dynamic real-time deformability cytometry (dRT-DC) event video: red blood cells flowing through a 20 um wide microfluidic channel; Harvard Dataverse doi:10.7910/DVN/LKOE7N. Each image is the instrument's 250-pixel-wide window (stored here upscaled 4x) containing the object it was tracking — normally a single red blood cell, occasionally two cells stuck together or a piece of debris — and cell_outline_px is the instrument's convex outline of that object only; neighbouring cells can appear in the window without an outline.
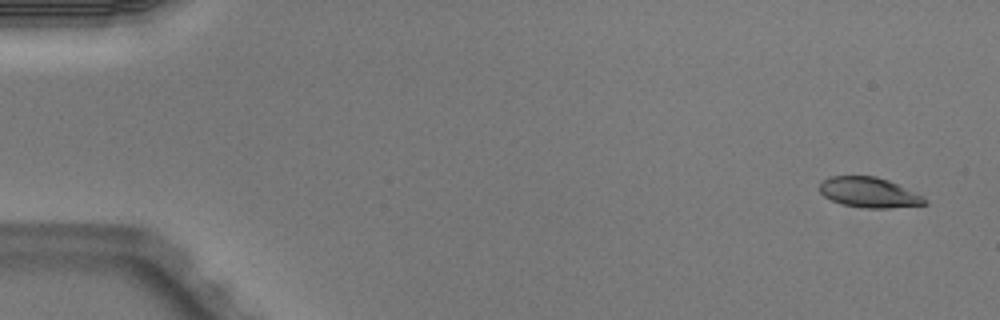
{"species": "Egyptian fruit bat (a non-hibernating species)", "species_latin": "Rousettus aegyptiacus", "temperature_condition": "warm", "stored_images_in_passage": 7, "camera_frame_rate_fps": 3000, "um_per_image_px": 0.085, "animal": {"sex": "male"}, "frame": {"image": 1, "passage_image": 1, "time_ms": 0.0, "image_size_px": [1000, 320], "cell_outline_px": [[928, 204], [888, 208], [864, 208], [844, 204], [832, 200], [824, 196], [820, 192], [820, 184], [828, 176], [876, 176], [888, 180], [924, 196]], "centroid_in_image_um": [73.88, 16.35], "position_along_channel_um": 11.1, "area_um2": 18.38}}
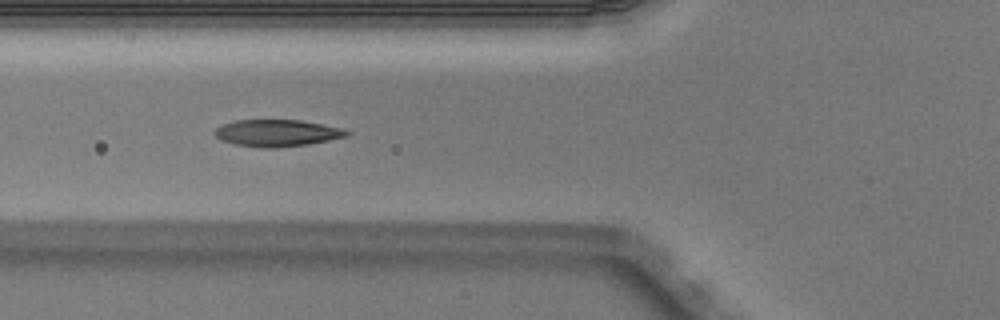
{"frame": {"image": 2, "passage_image": 5, "time_ms": 1.333, "image_size_px": [1000, 320], "cell_outline_px": [[352, 132], [348, 136], [308, 144], [272, 148], [264, 148], [236, 144], [220, 140], [212, 132], [220, 124], [236, 120], [300, 120], [340, 128]], "centroid_in_image_um": [23.5, 11.3], "position_along_channel_um": 102.3, "area_um2": 20.58}}
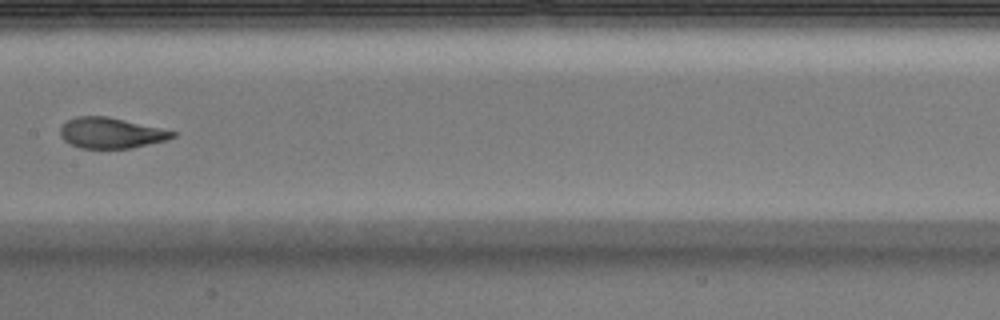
{"frame": {"image": 3, "passage_image": 7, "time_ms": 2.0, "image_size_px": [1000, 320], "cell_outline_px": [[176, 136], [164, 140], [132, 148], [80, 148], [64, 140], [60, 136], [60, 128], [68, 120], [76, 116], [108, 116], [176, 132]], "centroid_in_image_um": [9.4, 11.3], "position_along_channel_um": 198.0, "area_um2": 19.77}}